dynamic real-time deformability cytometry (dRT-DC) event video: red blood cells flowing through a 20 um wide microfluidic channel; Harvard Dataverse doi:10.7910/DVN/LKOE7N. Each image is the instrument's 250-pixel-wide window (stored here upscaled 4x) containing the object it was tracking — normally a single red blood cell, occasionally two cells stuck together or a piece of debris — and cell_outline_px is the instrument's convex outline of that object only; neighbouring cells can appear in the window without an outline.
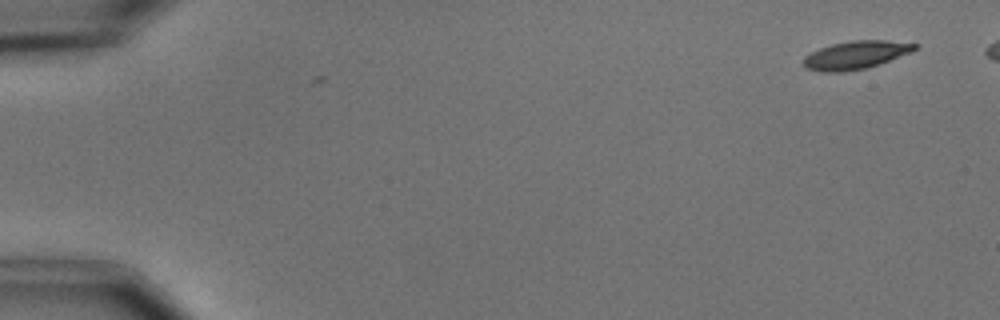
{"species": "common noctule bat (a hibernating species)", "species_latin": "Nyctalus noctula", "temperature_condition": "cold", "stored_images_in_passage": 2, "camera_frame_rate_fps": 3000, "um_per_image_px": 0.085, "animal": {"sex": "male", "body_mass_g": 15.6}, "frame": {"image": 1, "passage_image": 2, "time_ms": 1.0, "image_size_px": [1000, 320], "cell_outline_px": [[920, 44], [912, 52], [880, 64], [868, 68], [844, 72], [820, 72], [804, 68], [804, 56], [820, 48], [832, 44], [852, 40], [888, 40]], "centroid_in_image_um": [72.75, 4.68], "position_along_channel_um": 12.2, "area_um2": 18.44}}